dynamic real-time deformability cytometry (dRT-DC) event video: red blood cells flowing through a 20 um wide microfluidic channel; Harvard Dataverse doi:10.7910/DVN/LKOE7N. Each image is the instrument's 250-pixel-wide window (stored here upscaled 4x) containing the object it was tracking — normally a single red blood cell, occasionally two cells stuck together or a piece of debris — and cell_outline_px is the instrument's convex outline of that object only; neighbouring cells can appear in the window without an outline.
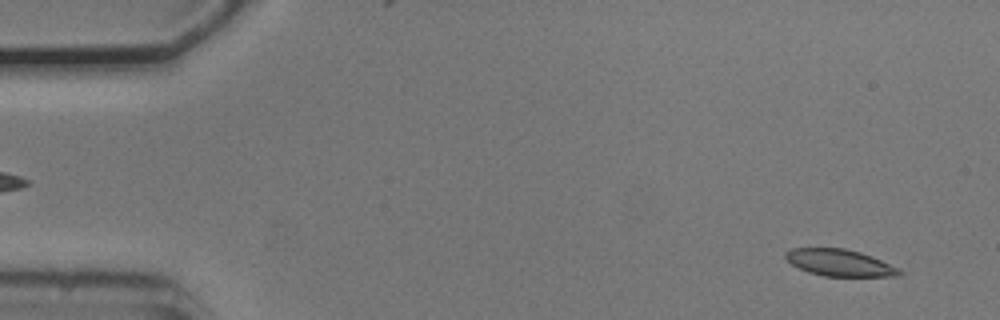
{"species": "common noctule bat (a hibernating species)", "species_latin": "Nyctalus noctula", "temperature_condition": "cold", "stored_images_in_passage": 53, "camera_frame_rate_fps": 3000, "um_per_image_px": 0.085, "animal": {"sex": "male", "body_mass_g": 20.5, "forearm_length_mm": 52.5}, "frame": {"image": 1, "passage_image": 3, "time_ms": 0.667, "image_size_px": [1000, 320], "cell_outline_px": [[904, 272], [900, 276], [824, 276], [808, 272], [792, 264], [784, 256], [784, 252], [792, 248], [844, 248], [860, 252], [872, 256], [900, 268]], "centroid_in_image_um": [71.4, 22.33], "position_along_channel_um": 13.6, "area_um2": 17.8}}
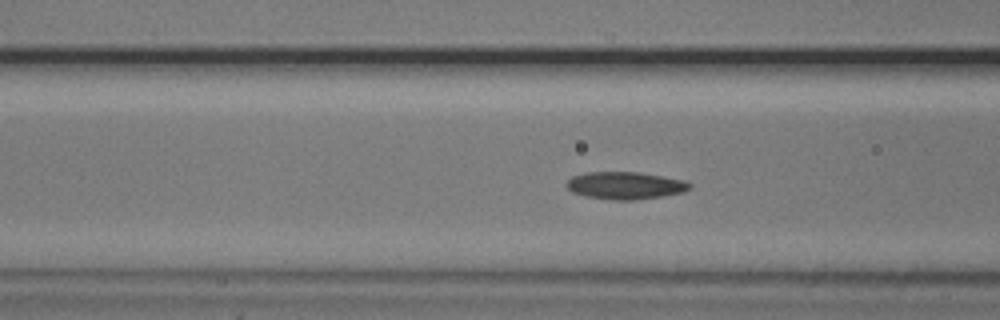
{"frame": {"image": 2, "passage_image": 20, "time_ms": 6.333, "image_size_px": [1000, 320], "cell_outline_px": [[692, 188], [684, 192], [660, 196], [632, 200], [612, 200], [588, 196], [572, 192], [564, 184], [572, 176], [588, 172], [636, 172], [684, 180], [692, 184]], "centroid_in_image_um": [53.14, 15.76], "position_along_channel_um": 113.5, "area_um2": 19.48}}
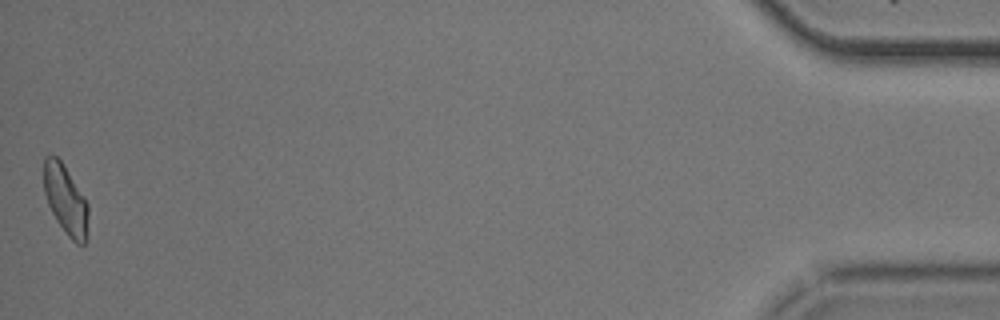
{"frame": {"image": 3, "passage_image": 53, "time_ms": 17.333, "image_size_px": [1000, 320], "cell_outline_px": [[88, 236], [84, 244], [76, 244], [68, 236], [56, 220], [48, 204], [44, 192], [44, 156], [48, 152], [56, 156], [60, 160], [88, 204]], "centroid_in_image_um": [5.57, 17.0], "position_along_channel_um": 429.6, "area_um2": 17.92}, "authors_computed_cell_mechanics": {"area_um2": 18.6116, "velocity_mm_per_s": 3.7484, "shape_relaxation_time_tau1_ms": 4.2083, "shape_relaxation_time_tau2_ms": 9.7981, "deformation_change_tau1": 0.0976, "deformation_change_tau2": 0.1875}}